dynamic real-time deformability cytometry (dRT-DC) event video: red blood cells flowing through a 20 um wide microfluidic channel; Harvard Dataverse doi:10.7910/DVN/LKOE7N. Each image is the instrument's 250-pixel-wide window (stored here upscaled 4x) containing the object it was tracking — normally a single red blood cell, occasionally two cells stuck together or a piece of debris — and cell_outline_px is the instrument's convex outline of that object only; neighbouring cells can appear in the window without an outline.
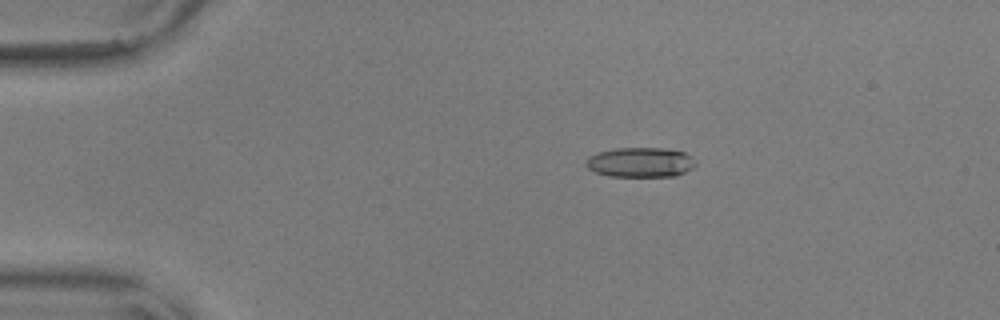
{"species": "common noctule bat (a hibernating species)", "species_latin": "Nyctalus noctula", "temperature_condition": "warm", "stored_images_in_passage": 56, "camera_frame_rate_fps": 3000, "um_per_image_px": 0.085, "animal": {"sex": "male", "body_mass_g": 17.9, "forearm_length_mm": 54.2}, "frame": {"image": 1, "passage_image": 11, "time_ms": 3.333, "image_size_px": [1000, 320], "cell_outline_px": [[696, 164], [692, 168], [676, 176], [608, 176], [596, 172], [588, 168], [588, 156], [600, 152], [616, 148], [664, 148], [684, 152], [692, 156]], "centroid_in_image_um": [54.47, 13.79], "position_along_channel_um": 30.5, "area_um2": 18.84}}
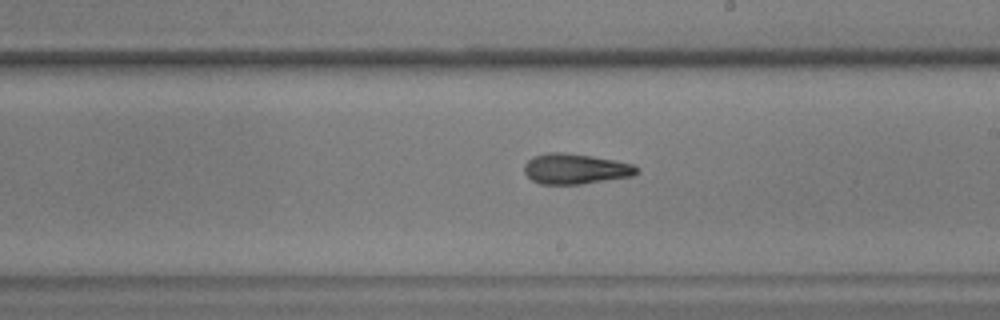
{"frame": {"image": 2, "passage_image": 33, "time_ms": 10.667, "image_size_px": [1000, 320], "cell_outline_px": [[640, 172], [632, 176], [580, 184], [540, 184], [532, 180], [524, 172], [524, 164], [532, 156], [548, 152], [564, 152], [592, 156], [632, 164], [640, 168]], "centroid_in_image_um": [48.89, 14.35], "position_along_channel_um": 240.1, "area_um2": 19.94}}
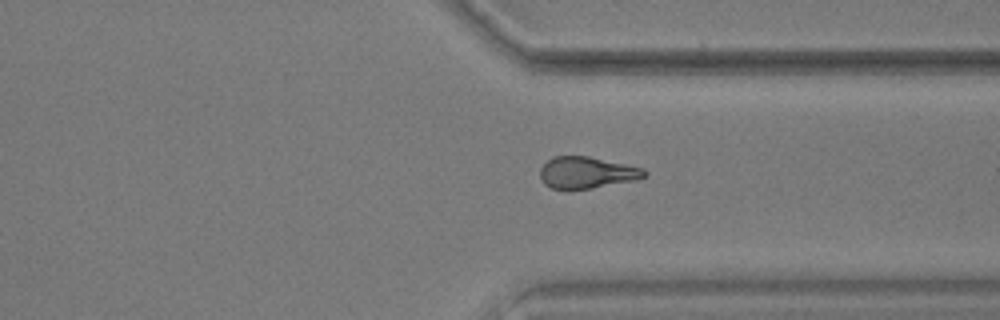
{"frame": {"image": 3, "passage_image": 43, "time_ms": 14.0, "image_size_px": [1000, 320], "cell_outline_px": [[648, 176], [636, 180], [592, 188], [568, 192], [552, 188], [544, 184], [540, 176], [540, 168], [552, 156], [588, 156], [644, 168], [648, 172]], "centroid_in_image_um": [49.87, 14.7], "position_along_channel_um": 361.5, "area_um2": 19.71}, "authors_computed_cell_mechanics": {"area_um2": 19.5942, "velocity_mm_per_s": 3.6428, "shape_relaxation_time_tau1_ms": 8.1941, "shape_relaxation_time_tau2_ms": 3.4241, "deformation_change_tau1": 0.1793, "deformation_change_tau2": 0.1312}}